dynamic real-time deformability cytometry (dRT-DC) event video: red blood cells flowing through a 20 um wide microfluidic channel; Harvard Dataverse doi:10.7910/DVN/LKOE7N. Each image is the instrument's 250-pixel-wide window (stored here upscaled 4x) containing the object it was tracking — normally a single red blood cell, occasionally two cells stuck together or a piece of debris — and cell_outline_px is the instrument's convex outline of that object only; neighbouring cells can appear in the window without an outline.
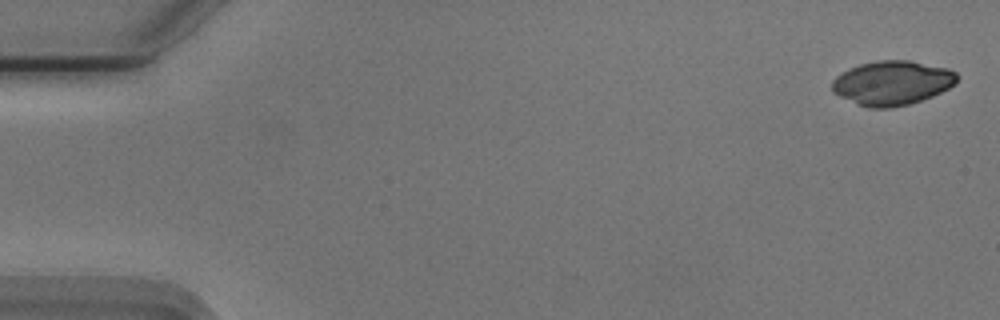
{"species": "Egyptian fruit bat (a non-hibernating species)", "species_latin": "Rousettus aegyptiacus", "temperature_condition": "cold", "stored_images_in_passage": 54, "camera_frame_rate_fps": 3000, "um_per_image_px": 0.085, "animal": {"sex": "male"}, "frame": {"image": 1, "passage_image": 1, "time_ms": 0.0, "image_size_px": [1000, 320], "cell_outline_px": [[960, 76], [956, 84], [932, 96], [908, 104], [892, 108], [868, 108], [856, 104], [832, 92], [832, 80], [836, 76], [848, 68], [860, 64], [876, 60], [908, 60], [948, 68], [956, 72]], "centroid_in_image_um": [75.83, 7.04], "position_along_channel_um": 9.2, "area_um2": 32.48}}